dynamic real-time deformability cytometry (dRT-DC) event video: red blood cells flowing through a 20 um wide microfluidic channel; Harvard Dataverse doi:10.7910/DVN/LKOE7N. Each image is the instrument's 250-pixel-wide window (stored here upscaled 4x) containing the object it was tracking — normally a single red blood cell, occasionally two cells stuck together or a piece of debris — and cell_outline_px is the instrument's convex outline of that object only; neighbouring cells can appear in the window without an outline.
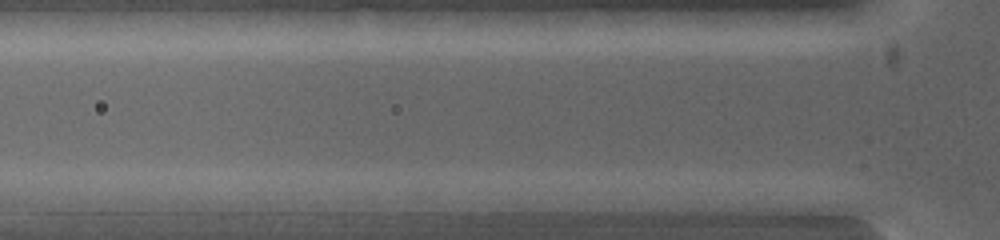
{"species": "common noctule bat (a hibernating species)", "species_latin": "Nyctalus noctula", "temperature_condition": "warm", "stored_images_in_passage": 2, "camera_frame_rate_fps": 5000, "um_per_image_px": 0.085, "animal": {"sex": "female", "body_mass_g": 19.0, "forearm_length_mm": 53.3}, "frame": {"image": 1, "passage_image": 2, "time_ms": 0.4, "image_size_px": [1000, 240], "cell_outline_px": [[604, 200], [588, 208], [564, 212], [512, 212], [488, 200], [544, 192], [592, 192]], "centroid_in_image_um": [46.67, 17.17], "position_along_channel_um": 79.1, "area_um2": 12.48}}